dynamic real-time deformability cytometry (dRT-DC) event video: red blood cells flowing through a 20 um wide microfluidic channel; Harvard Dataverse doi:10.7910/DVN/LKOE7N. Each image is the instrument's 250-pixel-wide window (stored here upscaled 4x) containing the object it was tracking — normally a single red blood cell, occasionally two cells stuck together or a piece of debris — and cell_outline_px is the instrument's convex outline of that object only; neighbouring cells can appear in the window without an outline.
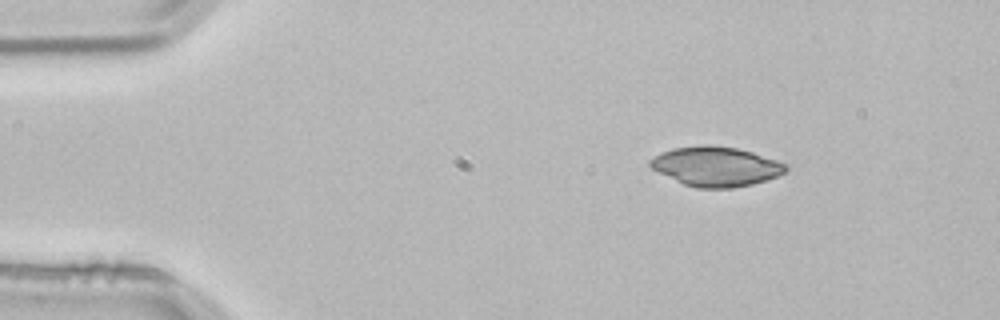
{"species": "common noctule bat (a hibernating species)", "species_latin": "Nyctalus noctula", "temperature_condition": "room temperature", "stored_images_in_passage": 4, "segment_of_instrument_passage": [2, 2], "camera_frame_rate_fps": 3000, "um_per_image_px": 0.085, "animal": {"sex": "male", "body_mass_g": 21.5, "forearm_length_mm": 52.0}, "frame": {"image": 1, "passage_image": 4, "time_ms": 1.0, "image_size_px": [1000, 320], "cell_outline_px": [[788, 168], [784, 172], [768, 180], [752, 184], [728, 188], [696, 188], [684, 184], [652, 168], [648, 164], [648, 160], [660, 152], [672, 148], [700, 144], [708, 144], [736, 148], [752, 152], [788, 164]], "centroid_in_image_um": [60.84, 14.13], "position_along_channel_um": 24.2, "area_um2": 31.27}}